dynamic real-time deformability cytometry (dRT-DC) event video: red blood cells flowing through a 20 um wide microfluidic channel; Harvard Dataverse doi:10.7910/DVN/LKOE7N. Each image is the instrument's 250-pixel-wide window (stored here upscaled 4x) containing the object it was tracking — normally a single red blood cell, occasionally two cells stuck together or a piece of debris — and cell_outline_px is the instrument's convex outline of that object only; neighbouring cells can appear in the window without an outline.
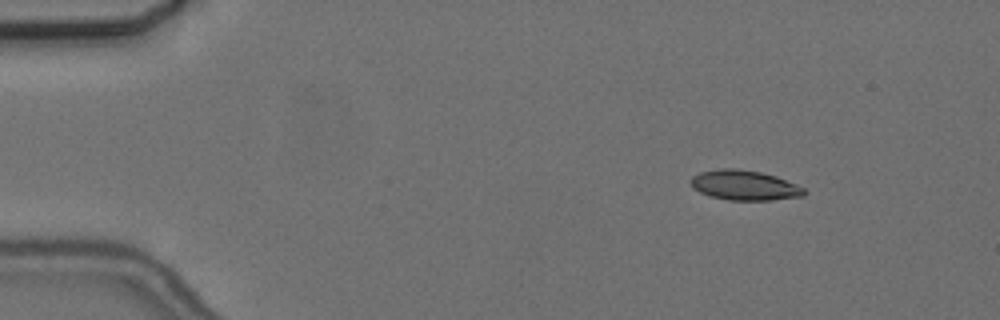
{"species": "common noctule bat (a hibernating species)", "species_latin": "Nyctalus noctula", "temperature_condition": "cold", "stored_images_in_passage": 43, "camera_frame_rate_fps": 3000, "um_per_image_px": 0.085, "animal": {"sex": "female", "body_mass_g": 24.6, "forearm_length_mm": 56.2}, "frame": {"image": 1, "passage_image": 1, "time_ms": 0.0, "image_size_px": [1000, 320], "cell_outline_px": [[808, 192], [804, 196], [772, 200], [728, 200], [708, 196], [692, 188], [688, 180], [692, 176], [700, 172], [720, 168], [732, 168], [760, 172], [776, 176], [804, 188]], "centroid_in_image_um": [63.24, 15.75], "position_along_channel_um": 21.8, "area_um2": 19.94}}
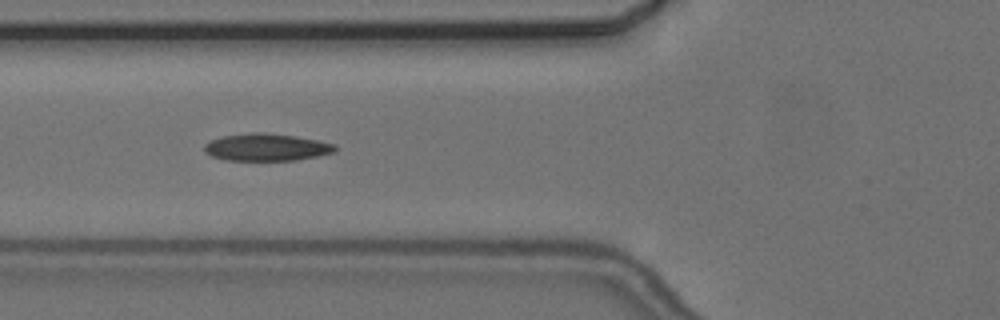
{"frame": {"image": 2, "passage_image": 15, "time_ms": 4.667, "image_size_px": [1000, 320], "cell_outline_px": [[336, 152], [296, 160], [228, 160], [212, 156], [204, 152], [204, 144], [208, 140], [224, 136], [252, 132], [264, 132], [296, 136], [336, 144]], "centroid_in_image_um": [22.64, 12.51], "position_along_channel_um": 103.2, "area_um2": 20.81}}
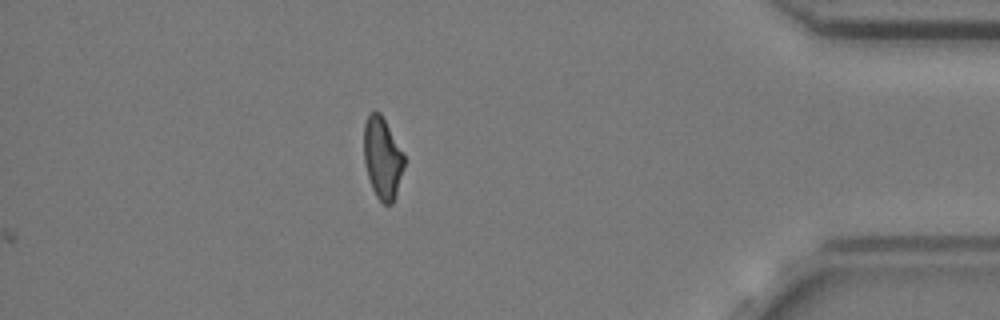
{"frame": {"image": 3, "passage_image": 43, "time_ms": 14.0, "image_size_px": [1000, 320], "cell_outline_px": [[404, 168], [396, 196], [392, 204], [384, 204], [376, 196], [372, 188], [364, 164], [364, 124], [368, 112], [380, 112], [404, 156]], "centroid_in_image_um": [32.49, 13.45], "position_along_channel_um": 402.7, "area_um2": 19.02}, "authors_computed_cell_mechanics": {"area_um2": 20.23, "velocity_mm_per_s": 3.6501, "shape_relaxation_time_tau1_ms": 8.5146, "shape_relaxation_time_tau2_ms": 3.9591, "deformation_change_tau1": 0.2329, "deformation_change_tau2": 0.1136}}